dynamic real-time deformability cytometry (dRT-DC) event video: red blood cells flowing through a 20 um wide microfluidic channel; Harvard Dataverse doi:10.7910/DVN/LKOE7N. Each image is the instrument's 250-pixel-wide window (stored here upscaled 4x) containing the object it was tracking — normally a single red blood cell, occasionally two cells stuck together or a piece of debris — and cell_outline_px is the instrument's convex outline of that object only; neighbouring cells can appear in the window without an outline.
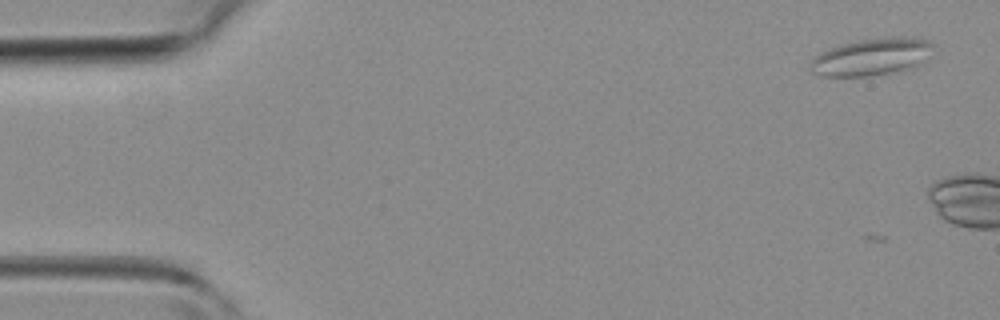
{"species": "common noctule bat (a hibernating species)", "species_latin": "Nyctalus noctula", "temperature_condition": "room temperature", "stored_images_in_passage": 13, "camera_frame_rate_fps": 3000, "um_per_image_px": 0.085, "animal": {"sex": "female", "body_mass_g": 19.3, "forearm_length_mm": 54.1}, "frame": {"image": 1, "passage_image": 3, "time_ms": 0.667, "image_size_px": [1000, 320], "cell_outline_px": [[932, 44], [920, 60], [916, 64], [904, 68], [888, 72], [868, 76], [820, 76], [812, 72], [808, 68], [808, 64], [812, 56], [820, 52], [844, 44], [860, 40], [888, 36], [912, 36], [928, 40]], "centroid_in_image_um": [73.93, 4.81], "position_along_channel_um": 11.1, "area_um2": 25.89}}